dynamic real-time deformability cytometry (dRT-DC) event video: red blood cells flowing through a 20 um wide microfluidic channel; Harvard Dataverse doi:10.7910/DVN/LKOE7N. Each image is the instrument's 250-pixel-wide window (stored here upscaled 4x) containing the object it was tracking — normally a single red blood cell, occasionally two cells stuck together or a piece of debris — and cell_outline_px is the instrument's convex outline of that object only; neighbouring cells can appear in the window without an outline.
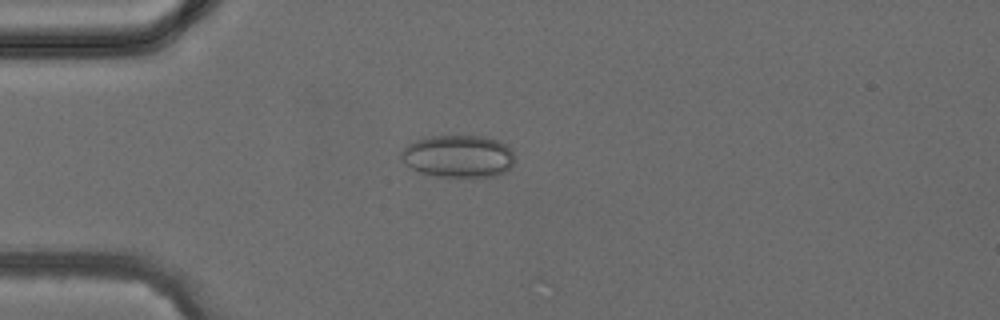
{"species": "common noctule bat (a hibernating species)", "species_latin": "Nyctalus noctula", "temperature_condition": "cold", "stored_images_in_passage": 16, "camera_frame_rate_fps": 3000, "um_per_image_px": 0.085, "animal": {"sex": "female", "body_mass_g": 24.6, "forearm_length_mm": 56.2}, "frame": {"image": 1, "passage_image": 1, "time_ms": 0.0, "image_size_px": [1000, 320], "cell_outline_px": [[516, 160], [512, 168], [496, 176], [440, 176], [420, 172], [404, 164], [400, 160], [400, 152], [408, 144], [416, 140], [432, 136], [484, 136], [496, 140], [504, 144], [512, 152]], "centroid_in_image_um": [38.95, 13.28], "position_along_channel_um": 46.0, "area_um2": 28.03}}
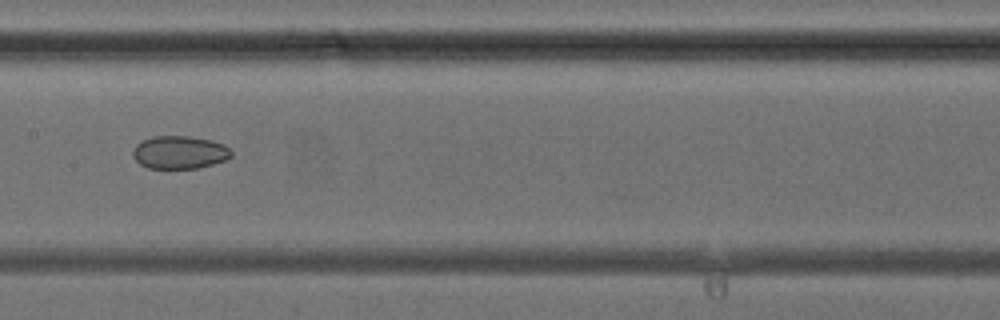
{"frame": {"image": 2, "passage_image": 11, "time_ms": 3.333, "image_size_px": [1000, 320], "cell_outline_px": [[232, 156], [228, 160], [196, 168], [148, 168], [140, 164], [132, 156], [132, 152], [136, 144], [140, 140], [152, 136], [188, 136], [212, 140], [224, 144], [232, 152]], "centroid_in_image_um": [15.25, 12.94], "position_along_channel_um": 192.1, "area_um2": 19.07}}
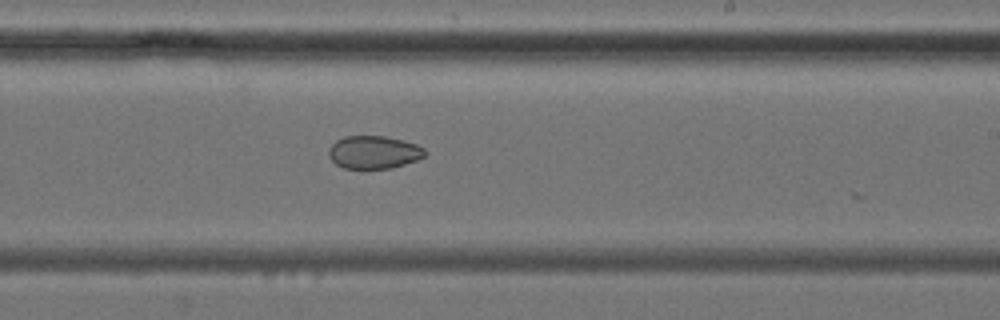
{"frame": {"image": 3, "passage_image": 15, "time_ms": 4.667, "image_size_px": [1000, 320], "cell_outline_px": [[428, 152], [424, 156], [416, 160], [392, 168], [344, 168], [336, 164], [328, 156], [328, 148], [336, 140], [344, 136], [384, 136], [404, 140], [416, 144], [424, 148]], "centroid_in_image_um": [31.77, 12.93], "position_along_channel_um": 257.2, "area_um2": 18.5}}